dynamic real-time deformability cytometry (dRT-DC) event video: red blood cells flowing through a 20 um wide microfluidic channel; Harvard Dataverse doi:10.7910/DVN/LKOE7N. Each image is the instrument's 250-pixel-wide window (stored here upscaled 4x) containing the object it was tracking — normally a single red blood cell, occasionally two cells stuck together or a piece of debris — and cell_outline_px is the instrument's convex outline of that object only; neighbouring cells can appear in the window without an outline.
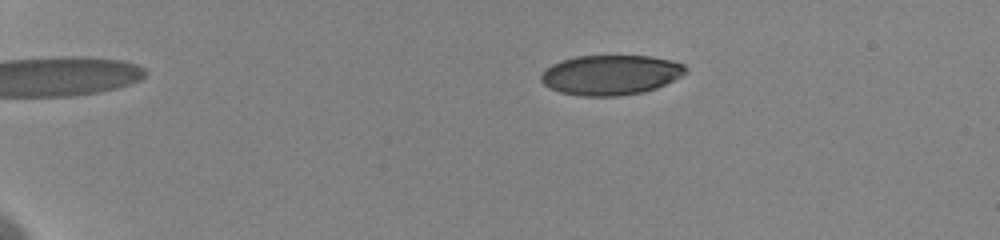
{"species": "human", "species_latin": "Homo sapiens", "temperature_condition": "cold", "stored_images_in_passage": 22, "camera_frame_rate_fps": 3000, "um_per_image_px": 0.085, "donor": {"sex": "female"}, "frame": {"image": 1, "passage_image": 10, "time_ms": 3.667, "image_size_px": [1000, 240], "cell_outline_px": [[688, 72], [656, 88], [644, 92], [616, 96], [580, 96], [560, 92], [544, 84], [540, 80], [540, 76], [552, 64], [560, 60], [576, 56], [652, 56], [672, 60], [684, 64], [688, 68]], "centroid_in_image_um": [51.93, 6.36], "position_along_channel_um": 33.1, "area_um2": 33.64}}